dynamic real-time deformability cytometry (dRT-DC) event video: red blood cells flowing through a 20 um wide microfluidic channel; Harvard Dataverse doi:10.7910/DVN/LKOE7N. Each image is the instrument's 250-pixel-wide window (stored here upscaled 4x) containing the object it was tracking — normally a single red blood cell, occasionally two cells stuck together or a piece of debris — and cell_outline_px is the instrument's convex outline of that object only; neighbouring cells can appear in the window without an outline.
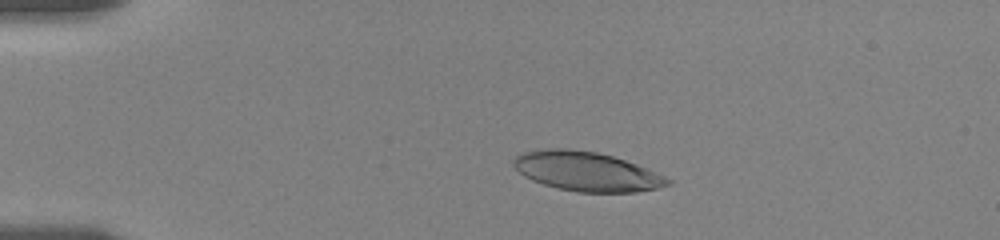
{"species": "human", "species_latin": "Homo sapiens", "temperature_condition": "room temperature", "stored_images_in_passage": 37, "camera_frame_rate_fps": 3000, "um_per_image_px": 0.085, "donor": {"sex": "female"}, "frame": {"image": 1, "passage_image": 5, "time_ms": 2.667, "image_size_px": [1000, 240], "cell_outline_px": [[672, 184], [656, 188], [636, 192], [576, 192], [544, 184], [532, 180], [524, 176], [512, 164], [512, 160], [516, 156], [524, 152], [548, 148], [568, 148], [596, 152], [612, 156], [636, 164], [664, 176], [672, 180]], "centroid_in_image_um": [49.85, 14.57], "position_along_channel_um": 35.2, "area_um2": 35.03}}
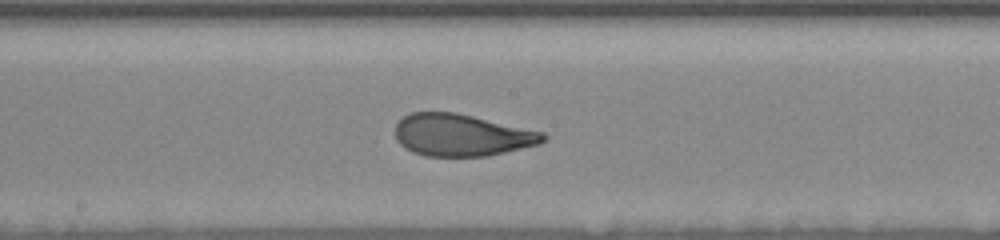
{"frame": {"image": 2, "passage_image": 21, "time_ms": 9.0, "image_size_px": [1000, 240], "cell_outline_px": [[548, 136], [540, 144], [488, 156], [424, 156], [412, 152], [404, 148], [396, 140], [396, 124], [404, 116], [412, 112], [456, 112], [544, 132]], "centroid_in_image_um": [39.24, 11.48], "position_along_channel_um": 209.0, "area_um2": 36.36}}
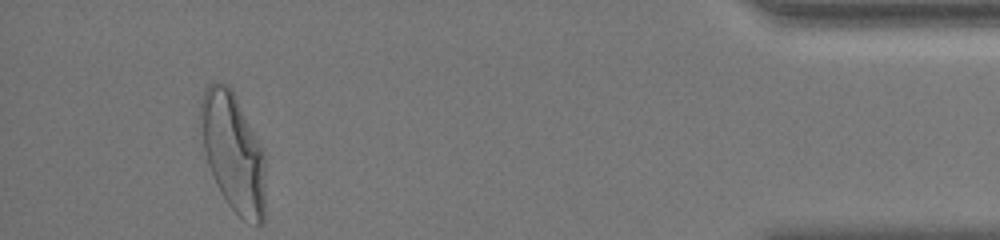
{"frame": {"image": 3, "passage_image": 37, "time_ms": 16.333, "image_size_px": [1000, 240], "cell_outline_px": [[264, 224], [256, 224], [244, 220], [228, 204], [216, 184], [208, 164], [204, 148], [200, 124], [200, 104], [204, 88], [208, 84], [216, 80], [220, 80], [228, 84], [232, 88], [264, 148]], "centroid_in_image_um": [19.82, 12.87], "position_along_channel_um": 415.4, "area_um2": 45.2}, "authors_computed_cell_mechanics": {"area_um2": 37.1076, "velocity_mm_per_s": 3.5823, "shape_relaxation_time_tau1_ms": 4.41, "shape_relaxation_time_tau2_ms": 1.0678, "deformation_change_tau1": 0.194, "deformation_change_tau2": 0.0785}}